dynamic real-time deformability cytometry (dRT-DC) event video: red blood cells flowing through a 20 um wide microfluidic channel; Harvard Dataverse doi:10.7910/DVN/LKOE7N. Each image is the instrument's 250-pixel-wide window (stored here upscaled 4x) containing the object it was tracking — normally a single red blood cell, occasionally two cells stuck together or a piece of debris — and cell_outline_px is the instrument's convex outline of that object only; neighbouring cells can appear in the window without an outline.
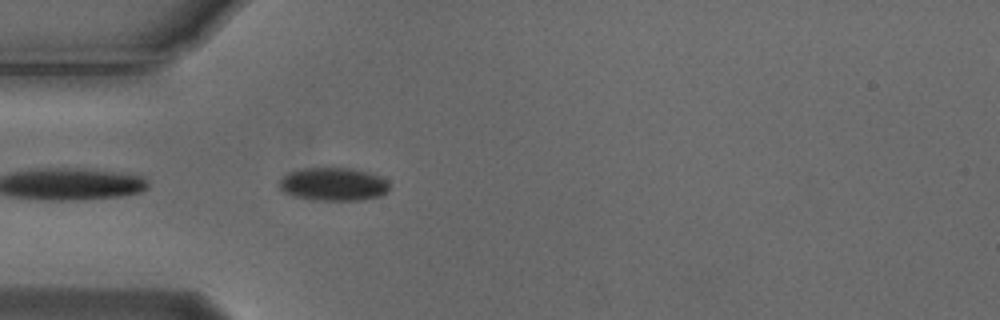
{"species": "Egyptian fruit bat (a non-hibernating species)", "species_latin": "Rousettus aegyptiacus", "temperature_condition": "cold", "stored_images_in_passage": 41, "camera_frame_rate_fps": 3000, "um_per_image_px": 0.085, "animal": {"sex": "male"}, "frame": {"image": 1, "passage_image": 2, "time_ms": 0.333, "image_size_px": [1000, 320], "cell_outline_px": [[388, 192], [380, 196], [360, 200], [312, 200], [292, 196], [284, 192], [280, 188], [280, 180], [288, 172], [304, 168], [352, 168], [380, 176], [388, 180]], "centroid_in_image_um": [28.34, 15.66], "position_along_channel_um": 56.7, "area_um2": 21.33}}
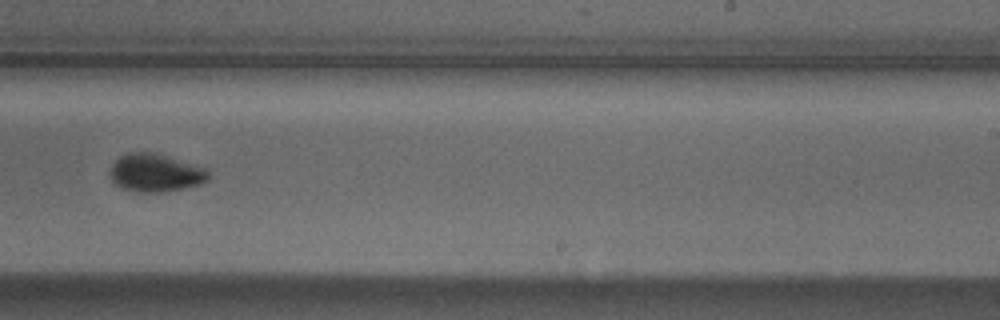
{"frame": {"image": 2, "passage_image": 20, "time_ms": 6.333, "image_size_px": [1000, 320], "cell_outline_px": [[208, 180], [200, 184], [160, 192], [136, 192], [124, 188], [116, 184], [112, 180], [108, 172], [112, 164], [120, 156], [128, 152], [156, 152], [204, 168], [208, 172]], "centroid_in_image_um": [13.16, 14.67], "position_along_channel_um": 275.8, "area_um2": 21.56}}
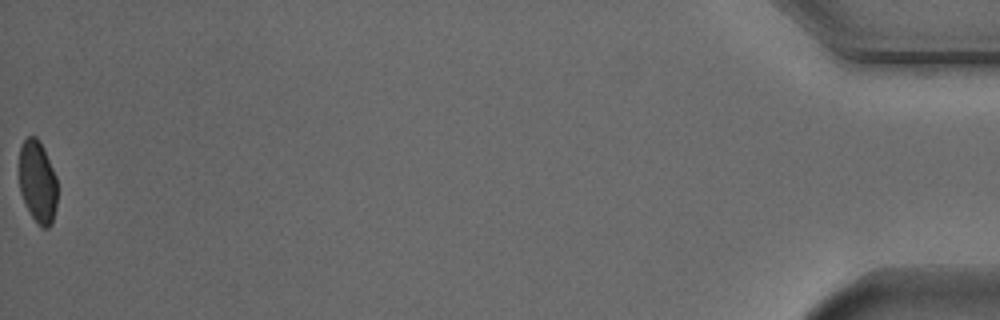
{"frame": {"image": 3, "passage_image": 41, "time_ms": 13.333, "image_size_px": [1000, 320], "cell_outline_px": [[56, 208], [52, 224], [48, 228], [44, 228], [32, 216], [20, 192], [20, 148], [24, 140], [28, 136], [36, 136], [40, 140], [44, 148], [56, 176]], "centroid_in_image_um": [3.21, 15.42], "position_along_channel_um": 432.0, "area_um2": 18.09}, "authors_computed_cell_mechanics": {"area_um2": 20.6346, "velocity_mm_per_s": 3.733, "shape_relaxation_time_tau1_ms": 2.4782, "shape_relaxation_time_tau2_ms": null, "deformation_change_tau1": 0.0799, "deformation_change_tau2": null}}